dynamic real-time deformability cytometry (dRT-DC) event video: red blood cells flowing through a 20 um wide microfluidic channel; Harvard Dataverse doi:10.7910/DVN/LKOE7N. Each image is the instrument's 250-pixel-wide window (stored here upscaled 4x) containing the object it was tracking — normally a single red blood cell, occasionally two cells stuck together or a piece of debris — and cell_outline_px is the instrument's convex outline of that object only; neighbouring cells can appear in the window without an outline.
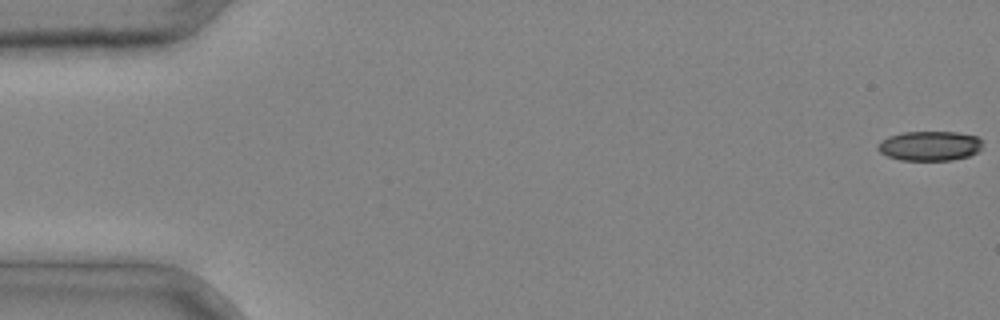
{"species": "common noctule bat (a hibernating species)", "species_latin": "Nyctalus noctula", "temperature_condition": "cold", "stored_images_in_passage": 4, "camera_frame_rate_fps": 3000, "um_per_image_px": 0.085, "animal": {"sex": "male", "body_mass_g": 20.4}, "frame": {"image": 1, "passage_image": 1, "time_ms": 0.0, "image_size_px": [1000, 320], "cell_outline_px": [[984, 140], [980, 148], [976, 152], [968, 156], [952, 160], [900, 160], [888, 156], [880, 152], [876, 148], [880, 140], [888, 136], [904, 132], [956, 132], [976, 136]], "centroid_in_image_um": [79.01, 12.39], "position_along_channel_um": 6.0, "area_um2": 18.15}}
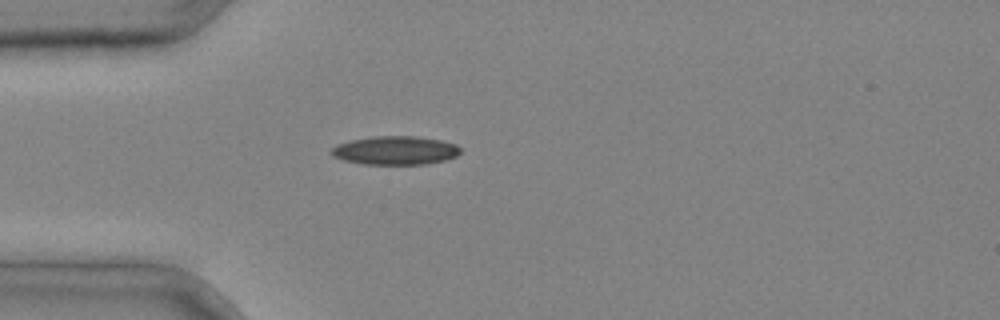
{"frame": {"image": 2, "passage_image": 4, "time_ms": 1.0, "image_size_px": [1000, 320], "cell_outline_px": [[460, 152], [456, 156], [444, 160], [424, 164], [364, 164], [344, 160], [332, 156], [332, 148], [336, 144], [352, 140], [372, 136], [416, 136], [440, 140], [456, 144], [460, 148]], "centroid_in_image_um": [33.59, 12.78], "position_along_channel_um": 51.4, "area_um2": 21.39}}